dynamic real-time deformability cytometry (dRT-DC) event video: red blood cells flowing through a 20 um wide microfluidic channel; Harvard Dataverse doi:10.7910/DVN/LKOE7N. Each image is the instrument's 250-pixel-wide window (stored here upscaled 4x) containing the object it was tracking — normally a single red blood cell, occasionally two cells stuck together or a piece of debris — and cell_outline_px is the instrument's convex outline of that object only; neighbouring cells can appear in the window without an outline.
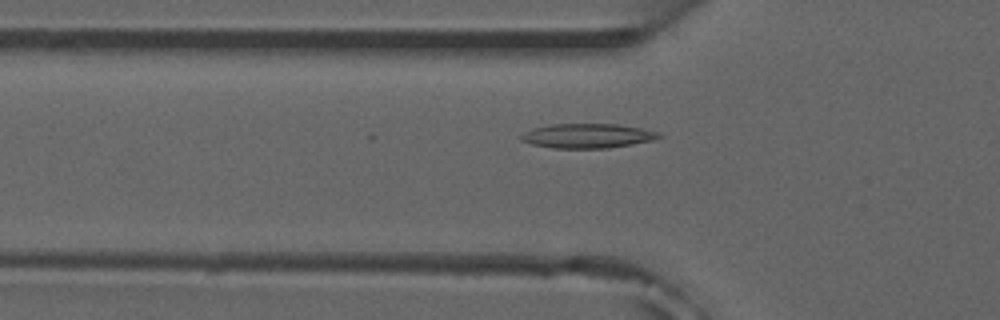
{"species": "common noctule bat (a hibernating species)", "species_latin": "Nyctalus noctula", "temperature_condition": "room temperature", "stored_images_in_passage": 9, "camera_frame_rate_fps": 3000, "um_per_image_px": 0.085, "animal": {"sex": "male", "forearm_length_mm": 52.5}, "frame": {"image": 1, "passage_image": 4, "time_ms": 1.0, "image_size_px": [1000, 320], "cell_outline_px": [[664, 136], [652, 140], [632, 144], [608, 148], [552, 148], [532, 144], [520, 140], [520, 136], [524, 132], [532, 128], [552, 124], [616, 124], [640, 128], [660, 132]], "centroid_in_image_um": [49.93, 11.54], "position_along_channel_um": 75.9, "area_um2": 19.65}}